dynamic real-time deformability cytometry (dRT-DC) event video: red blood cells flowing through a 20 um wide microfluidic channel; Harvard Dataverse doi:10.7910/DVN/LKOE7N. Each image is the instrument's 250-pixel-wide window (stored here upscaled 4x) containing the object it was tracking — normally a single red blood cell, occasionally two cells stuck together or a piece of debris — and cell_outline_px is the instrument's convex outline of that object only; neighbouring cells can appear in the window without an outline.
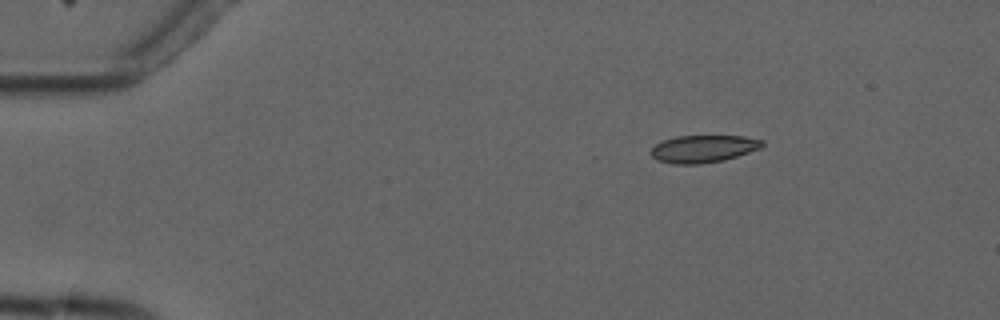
{"species": "common noctule bat (a hibernating species)", "species_latin": "Nyctalus noctula", "temperature_condition": "cold", "stored_images_in_passage": 5, "camera_frame_rate_fps": 3000, "um_per_image_px": 0.085, "animal": {"sex": "male", "forearm_length_mm": 52.5}, "frame": {"image": 1, "passage_image": 3, "time_ms": 2.667, "image_size_px": [1000, 320], "cell_outline_px": [[764, 144], [760, 148], [724, 160], [700, 164], [672, 164], [656, 160], [648, 152], [656, 144], [664, 140], [676, 136], [744, 136], [764, 140]], "centroid_in_image_um": [59.75, 12.65], "position_along_channel_um": 25.2, "area_um2": 17.8}}